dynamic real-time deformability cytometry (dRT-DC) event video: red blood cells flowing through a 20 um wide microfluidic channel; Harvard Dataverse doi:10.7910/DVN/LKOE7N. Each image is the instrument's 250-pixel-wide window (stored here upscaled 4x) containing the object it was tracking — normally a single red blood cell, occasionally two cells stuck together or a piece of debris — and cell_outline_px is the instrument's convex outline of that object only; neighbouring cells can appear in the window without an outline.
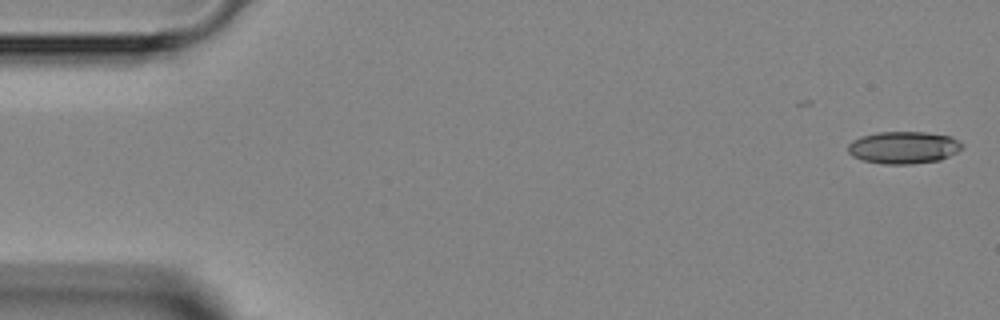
{"species": "Egyptian fruit bat (a non-hibernating species)", "species_latin": "Rousettus aegyptiacus", "temperature_condition": "room temperature", "stored_images_in_passage": 2, "segment_of_instrument_passage": [2, 2], "camera_frame_rate_fps": 3000, "um_per_image_px": 0.085, "animal": {"sex": "female"}, "frame": {"image": 1, "passage_image": 2, "time_ms": 5.333, "image_size_px": [1000, 320], "cell_outline_px": [[964, 144], [956, 152], [940, 160], [908, 164], [884, 164], [864, 160], [852, 156], [848, 152], [848, 144], [852, 140], [860, 136], [876, 132], [928, 132], [952, 136]], "centroid_in_image_um": [76.79, 12.52], "position_along_channel_um": 8.2, "area_um2": 21.5}}